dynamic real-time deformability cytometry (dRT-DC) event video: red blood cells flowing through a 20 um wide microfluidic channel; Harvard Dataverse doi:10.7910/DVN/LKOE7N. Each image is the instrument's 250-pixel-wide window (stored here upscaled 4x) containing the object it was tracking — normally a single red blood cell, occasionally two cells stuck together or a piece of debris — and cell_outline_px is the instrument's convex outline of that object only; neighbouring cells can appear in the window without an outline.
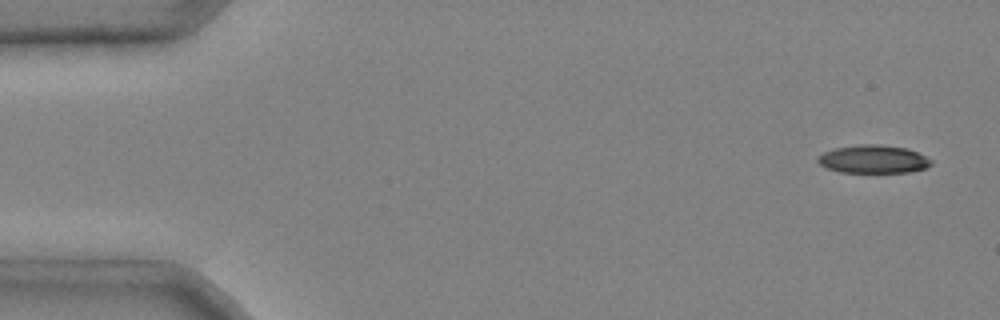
{"species": "common noctule bat (a hibernating species)", "species_latin": "Nyctalus noctula", "temperature_condition": "cold", "stored_images_in_passage": 3, "camera_frame_rate_fps": 3000, "um_per_image_px": 0.085, "animal": {"sex": "male", "body_mass_g": 20.4}, "frame": {"image": 1, "passage_image": 1, "time_ms": 0.0, "image_size_px": [1000, 320], "cell_outline_px": [[932, 164], [924, 168], [908, 172], [840, 172], [828, 168], [820, 164], [816, 160], [824, 152], [836, 148], [860, 144], [876, 144], [908, 148], [932, 160]], "centroid_in_image_um": [74.24, 13.53], "position_along_channel_um": 10.8, "area_um2": 18.32}}